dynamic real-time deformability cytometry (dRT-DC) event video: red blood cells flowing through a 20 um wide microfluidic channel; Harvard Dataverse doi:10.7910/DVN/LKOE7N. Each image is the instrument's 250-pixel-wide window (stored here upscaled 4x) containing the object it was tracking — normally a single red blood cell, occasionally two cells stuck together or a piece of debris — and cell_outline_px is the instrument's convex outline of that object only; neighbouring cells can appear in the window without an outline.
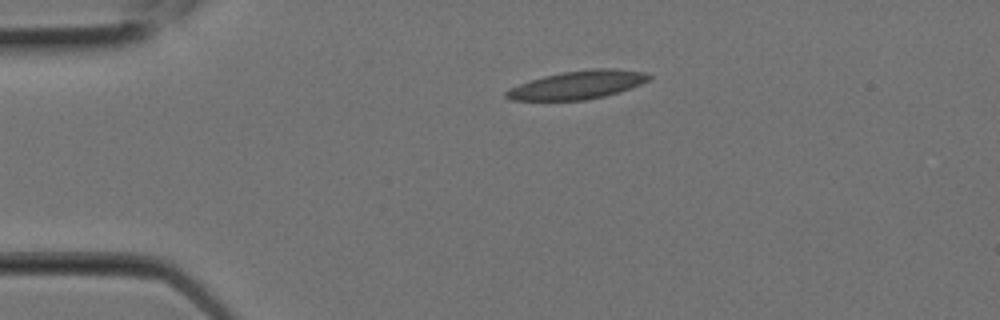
{"species": "Egyptian fruit bat (a non-hibernating species)", "species_latin": "Rousettus aegyptiacus", "temperature_condition": "room temperature", "stored_images_in_passage": 4, "camera_frame_rate_fps": 3000, "um_per_image_px": 0.085, "animal": {"sex": "female"}, "frame": {"image": 1, "passage_image": 1, "time_ms": 0.0, "image_size_px": [1000, 320], "cell_outline_px": [[652, 76], [648, 80], [640, 84], [620, 92], [588, 100], [508, 100], [504, 96], [504, 92], [508, 88], [544, 76], [564, 72], [592, 68], [612, 68], [648, 72]], "centroid_in_image_um": [49.11, 7.22], "position_along_channel_um": 35.9, "area_um2": 23.58}}
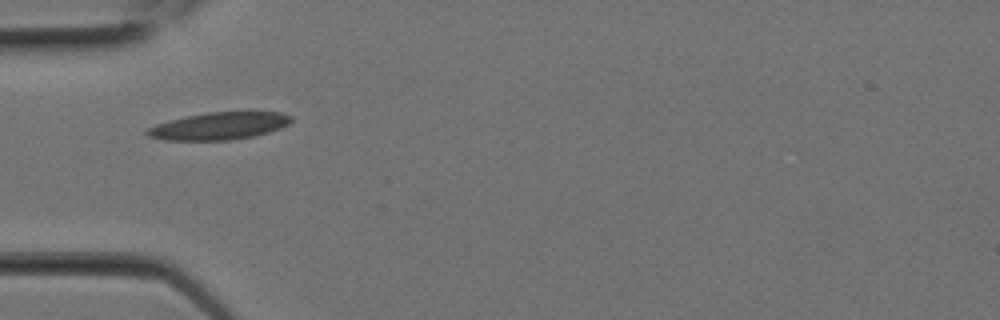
{"frame": {"image": 2, "passage_image": 3, "time_ms": 0.667, "image_size_px": [1000, 320], "cell_outline_px": [[292, 120], [288, 124], [280, 128], [268, 132], [252, 136], [228, 140], [164, 140], [148, 136], [144, 132], [148, 128], [156, 124], [188, 116], [208, 112], [280, 112], [292, 116]], "centroid_in_image_um": [18.62, 10.71], "position_along_channel_um": 66.4, "area_um2": 22.66}}
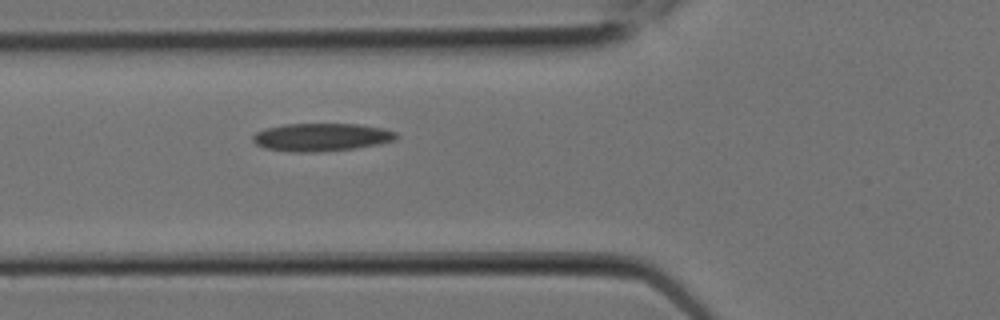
{"frame": {"image": 3, "passage_image": 4, "time_ms": 1.0, "image_size_px": [1000, 320], "cell_outline_px": [[396, 140], [380, 144], [356, 148], [316, 152], [296, 152], [264, 148], [256, 144], [252, 140], [252, 136], [256, 132], [268, 128], [284, 124], [356, 124], [384, 128], [396, 132]], "centroid_in_image_um": [27.33, 11.66], "position_along_channel_um": 98.5, "area_um2": 23.29}}